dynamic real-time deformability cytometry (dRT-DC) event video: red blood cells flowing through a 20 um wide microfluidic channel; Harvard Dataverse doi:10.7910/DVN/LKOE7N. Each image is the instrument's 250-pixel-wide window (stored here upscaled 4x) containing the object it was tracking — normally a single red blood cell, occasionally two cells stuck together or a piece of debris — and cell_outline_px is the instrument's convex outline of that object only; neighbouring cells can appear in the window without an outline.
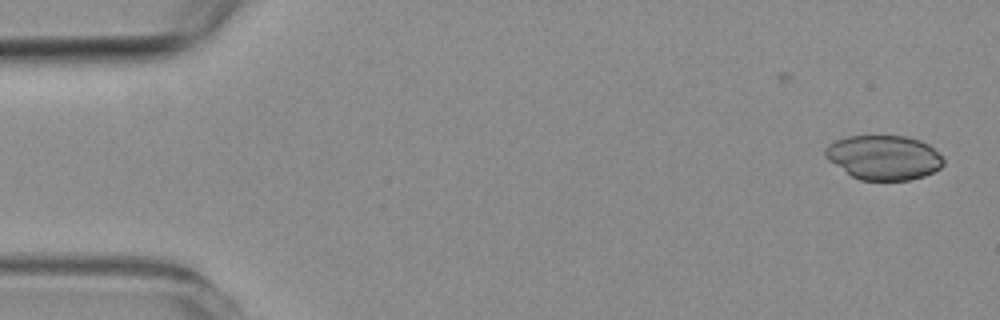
{"species": "common noctule bat (a hibernating species)", "species_latin": "Nyctalus noctula", "temperature_condition": "room temperature", "stored_images_in_passage": 15, "camera_frame_rate_fps": 3000, "um_per_image_px": 0.085, "animal": {"sex": "female", "body_mass_g": 19.3, "forearm_length_mm": 54.1}, "frame": {"image": 1, "passage_image": 1, "time_ms": 0.0, "image_size_px": [1000, 320], "cell_outline_px": [[944, 164], [940, 168], [924, 176], [908, 180], [860, 180], [852, 176], [828, 160], [824, 156], [824, 148], [828, 144], [836, 140], [848, 136], [904, 136], [920, 140], [928, 144], [944, 160]], "centroid_in_image_um": [75.09, 13.38], "position_along_channel_um": 9.9, "area_um2": 30.52}}